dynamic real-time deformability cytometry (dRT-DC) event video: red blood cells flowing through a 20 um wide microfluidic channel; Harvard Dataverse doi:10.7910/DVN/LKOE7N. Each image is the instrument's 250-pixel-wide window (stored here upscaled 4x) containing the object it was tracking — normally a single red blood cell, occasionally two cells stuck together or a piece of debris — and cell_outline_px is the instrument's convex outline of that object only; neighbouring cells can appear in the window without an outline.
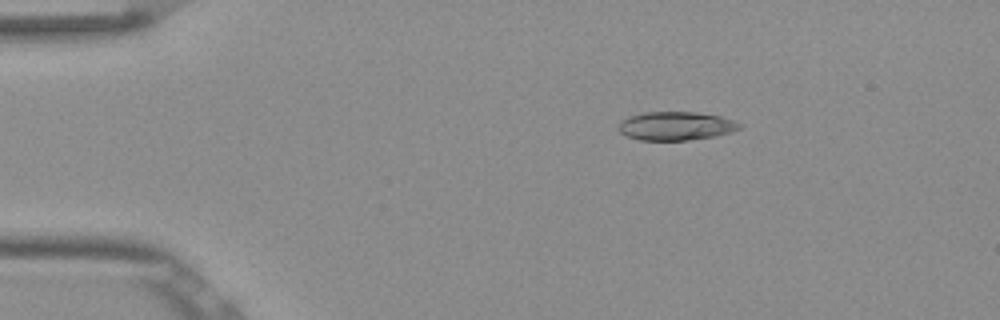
{"species": "Egyptian fruit bat (a non-hibernating species)", "species_latin": "Rousettus aegyptiacus", "temperature_condition": "room temperature", "stored_images_in_passage": 45, "camera_frame_rate_fps": 3000, "um_per_image_px": 0.085, "frame": {"image": 1, "passage_image": 1, "time_ms": 0.0, "image_size_px": [1000, 320], "cell_outline_px": [[744, 124], [740, 128], [732, 132], [716, 136], [688, 140], [640, 140], [628, 136], [620, 132], [616, 128], [620, 120], [628, 116], [644, 112], [696, 112], [720, 116]], "centroid_in_image_um": [57.43, 10.7], "position_along_channel_um": 27.6, "area_um2": 20.35}}
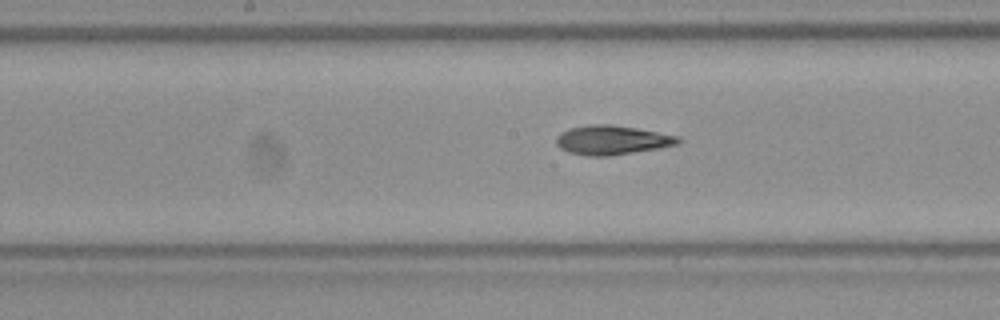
{"frame": {"image": 2, "passage_image": 19, "time_ms": 6.0, "image_size_px": [1000, 320], "cell_outline_px": [[684, 140], [680, 144], [660, 148], [608, 156], [588, 156], [568, 152], [560, 148], [556, 144], [556, 136], [560, 132], [568, 128], [592, 124], [608, 124], [636, 128], [680, 136]], "centroid_in_image_um": [52.04, 11.9], "position_along_channel_um": 196.2, "area_um2": 20.98}}
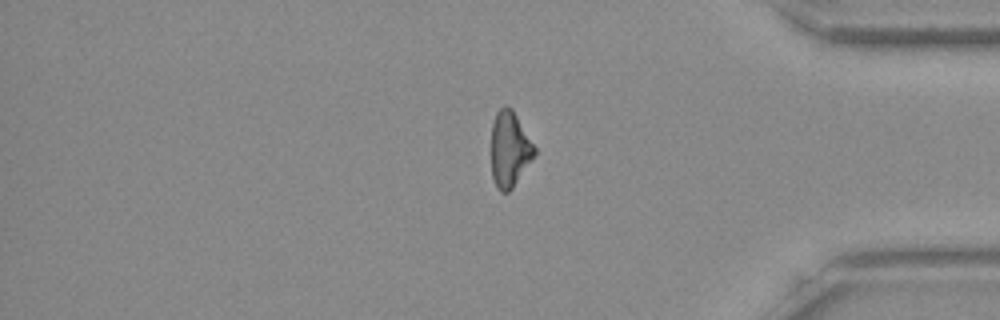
{"frame": {"image": 3, "passage_image": 36, "time_ms": 11.667, "image_size_px": [1000, 320], "cell_outline_px": [[536, 152], [512, 188], [508, 192], [500, 192], [496, 188], [492, 176], [492, 124], [496, 112], [504, 104], [508, 104], [512, 108], [536, 148]], "centroid_in_image_um": [43.3, 12.65], "position_along_channel_um": 391.9, "area_um2": 18.9}, "authors_computed_cell_mechanics": {"area_um2": 20.1144, "velocity_mm_per_s": 3.8536, "shape_relaxation_time_tau1_ms": null, "shape_relaxation_time_tau2_ms": 4.6095, "deformation_change_tau1": null, "deformation_change_tau2": 0.1398}}